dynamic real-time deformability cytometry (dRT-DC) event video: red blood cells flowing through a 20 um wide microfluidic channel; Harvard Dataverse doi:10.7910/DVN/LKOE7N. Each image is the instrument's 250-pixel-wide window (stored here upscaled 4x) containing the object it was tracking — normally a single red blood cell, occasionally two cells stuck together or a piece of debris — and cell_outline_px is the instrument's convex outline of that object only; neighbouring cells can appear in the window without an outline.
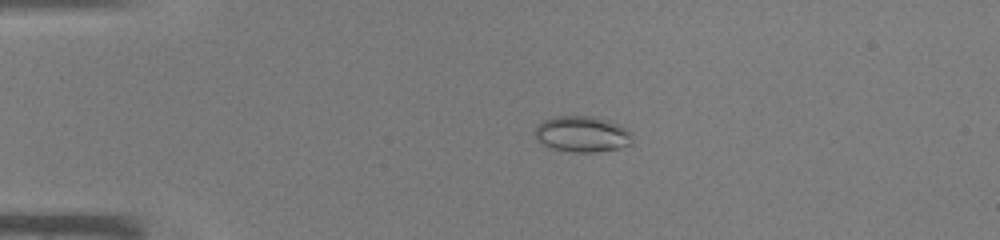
{"species": "common noctule bat (a hibernating species)", "species_latin": "Nyctalus noctula", "temperature_condition": "warm", "stored_images_in_passage": 41, "camera_frame_rate_fps": 3000, "um_per_image_px": 0.085, "animal": {"sex": "male", "body_mass_g": 19.0, "forearm_length_mm": 50.8}, "frame": {"image": 1, "passage_image": 6, "time_ms": 1.667, "image_size_px": [1000, 240], "cell_outline_px": [[632, 144], [620, 148], [596, 152], [568, 152], [552, 148], [536, 140], [536, 128], [544, 120], [556, 116], [596, 116], [620, 124], [628, 128], [632, 132]], "centroid_in_image_um": [49.55, 11.4], "position_along_channel_um": 35.5, "area_um2": 20.63}}
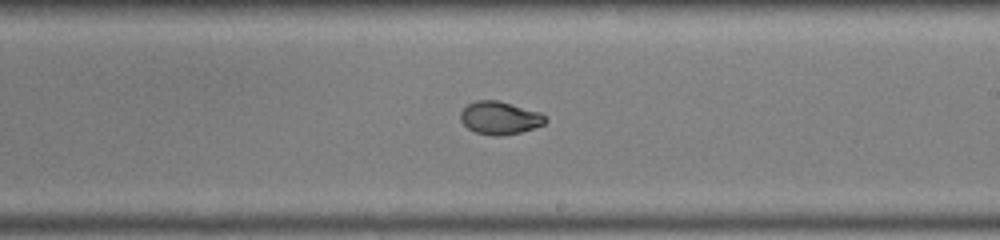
{"frame": {"image": 2, "passage_image": 23, "time_ms": 7.333, "image_size_px": [1000, 240], "cell_outline_px": [[548, 120], [544, 124], [520, 132], [500, 136], [492, 136], [476, 132], [468, 128], [460, 120], [460, 112], [468, 104], [476, 100], [496, 100], [540, 112]], "centroid_in_image_um": [42.46, 10.02], "position_along_channel_um": 246.5, "area_um2": 16.13}}
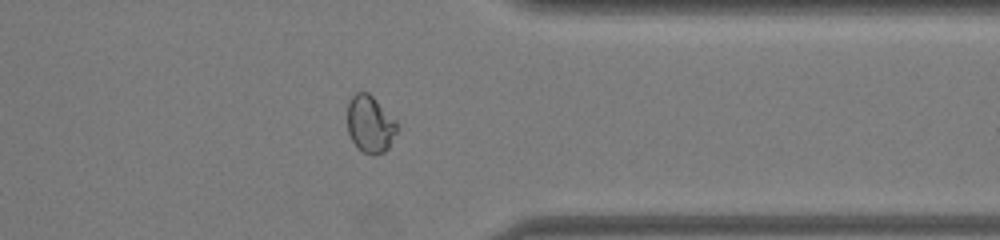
{"frame": {"image": 3, "passage_image": 32, "time_ms": 10.333, "image_size_px": [1000, 240], "cell_outline_px": [[396, 132], [388, 148], [384, 152], [376, 156], [372, 156], [356, 148], [348, 132], [348, 104], [352, 96], [356, 92], [368, 92], [396, 120]], "centroid_in_image_um": [31.45, 10.58], "position_along_channel_um": 380.0, "area_um2": 16.47}}